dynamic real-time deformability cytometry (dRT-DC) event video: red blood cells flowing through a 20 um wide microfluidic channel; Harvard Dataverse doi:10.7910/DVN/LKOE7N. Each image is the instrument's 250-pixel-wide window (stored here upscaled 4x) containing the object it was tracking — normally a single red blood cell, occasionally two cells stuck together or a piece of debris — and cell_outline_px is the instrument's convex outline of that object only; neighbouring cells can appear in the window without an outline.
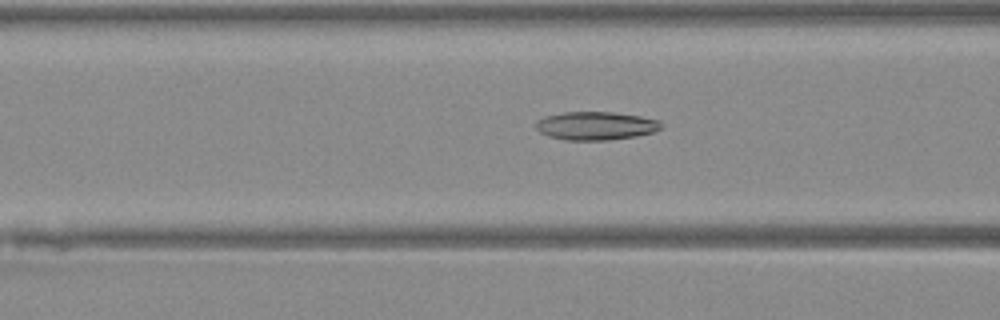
{"species": "Egyptian fruit bat (a non-hibernating species)", "species_latin": "Rousettus aegyptiacus", "temperature_condition": "warm", "stored_images_in_passage": 40, "camera_frame_rate_fps": 3000, "um_per_image_px": 0.085, "animal": {"sex": "female"}, "frame": {"image": 1, "passage_image": 11, "time_ms": 3.333, "image_size_px": [1000, 320], "cell_outline_px": [[664, 124], [660, 128], [652, 132], [636, 136], [608, 140], [564, 140], [548, 136], [540, 132], [536, 128], [536, 120], [544, 116], [564, 112], [612, 112], [640, 116], [660, 120]], "centroid_in_image_um": [50.63, 10.69], "position_along_channel_um": 116.0, "area_um2": 20.75}}
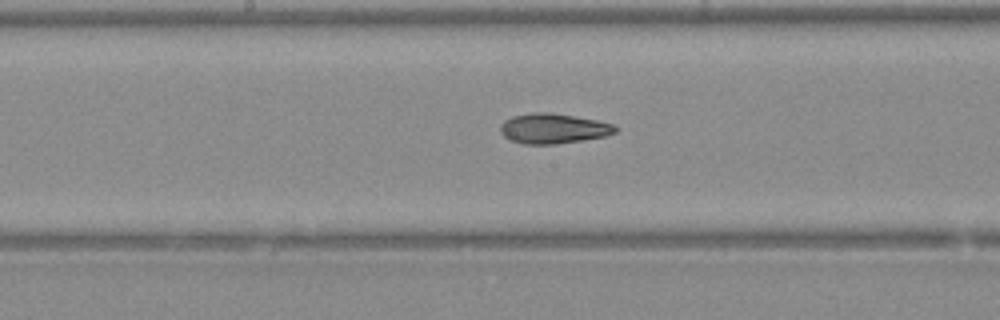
{"frame": {"image": 2, "passage_image": 17, "time_ms": 5.333, "image_size_px": [1000, 320], "cell_outline_px": [[616, 132], [604, 136], [556, 144], [524, 144], [512, 140], [504, 136], [500, 132], [500, 124], [504, 120], [512, 116], [532, 112], [548, 112], [596, 120], [612, 124], [616, 128]], "centroid_in_image_um": [46.97, 10.92], "position_along_channel_um": 201.2, "area_um2": 19.88}}
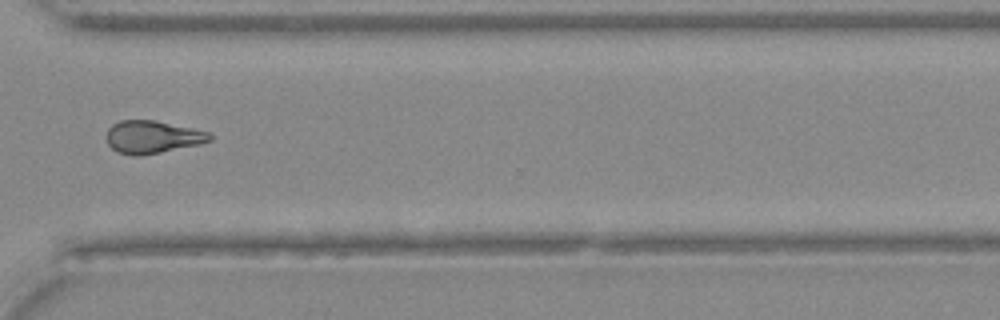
{"frame": {"image": 3, "passage_image": 28, "time_ms": 9.0, "image_size_px": [1000, 320], "cell_outline_px": [[212, 140], [200, 144], [140, 156], [132, 156], [116, 152], [108, 144], [108, 128], [112, 124], [120, 120], [156, 120], [192, 128], [208, 132], [212, 136]], "centroid_in_image_um": [12.95, 11.64], "position_along_channel_um": 357.7, "area_um2": 19.65}}